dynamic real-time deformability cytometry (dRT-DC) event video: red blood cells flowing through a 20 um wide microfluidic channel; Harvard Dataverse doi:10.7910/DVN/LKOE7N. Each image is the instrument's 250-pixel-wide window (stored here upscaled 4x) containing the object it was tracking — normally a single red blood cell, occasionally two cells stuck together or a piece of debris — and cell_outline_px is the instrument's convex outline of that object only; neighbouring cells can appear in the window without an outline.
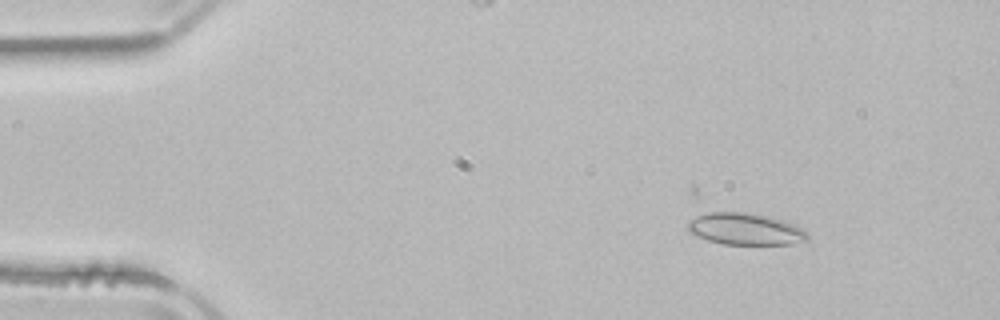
{"species": "common noctule bat (a hibernating species)", "species_latin": "Nyctalus noctula", "temperature_condition": "room temperature", "stored_images_in_passage": 51, "camera_frame_rate_fps": 3000, "um_per_image_px": 0.085, "animal": {"sex": "male", "body_mass_g": 21.5, "forearm_length_mm": 52.0}, "frame": {"image": 1, "passage_image": 6, "time_ms": 1.667, "image_size_px": [1000, 320], "cell_outline_px": [[808, 240], [792, 244], [724, 244], [708, 240], [688, 232], [688, 224], [696, 216], [708, 212], [744, 212], [768, 216], [792, 224], [808, 232]], "centroid_in_image_um": [63.35, 19.47], "position_along_channel_um": 21.6, "area_um2": 21.91}}
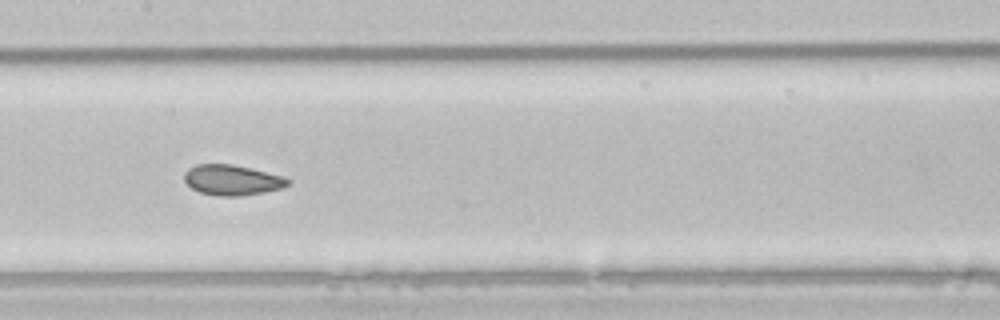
{"frame": {"image": 2, "passage_image": 25, "time_ms": 8.0, "image_size_px": [1000, 320], "cell_outline_px": [[292, 180], [288, 184], [280, 188], [264, 192], [240, 196], [220, 196], [200, 192], [192, 188], [184, 180], [184, 172], [188, 168], [196, 164], [232, 164], [284, 176]], "centroid_in_image_um": [19.72, 15.29], "position_along_channel_um": 187.7, "area_um2": 18.26}}
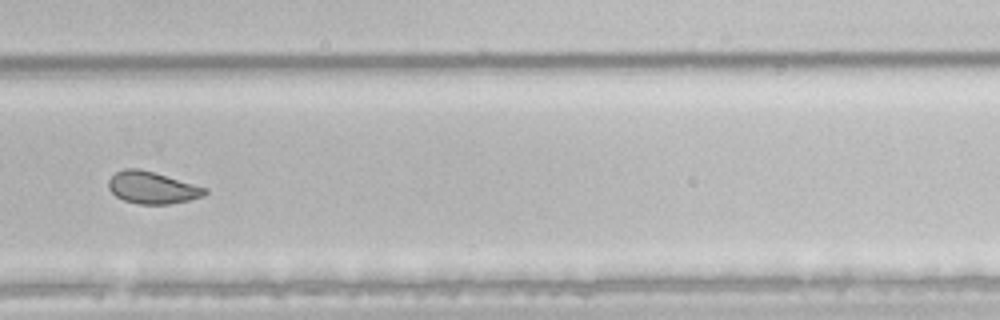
{"frame": {"image": 3, "passage_image": 35, "time_ms": 11.333, "image_size_px": [1000, 320], "cell_outline_px": [[208, 192], [204, 196], [188, 200], [168, 204], [140, 204], [124, 200], [116, 196], [108, 188], [108, 180], [116, 172], [124, 168], [140, 168], [208, 188]], "centroid_in_image_um": [12.94, 15.94], "position_along_channel_um": 316.9, "area_um2": 17.98}, "authors_computed_cell_mechanics": {"area_um2": 20.2878, "velocity_mm_per_s": 3.8988, "shape_relaxation_time_tau1_ms": null, "shape_relaxation_time_tau2_ms": 1.438, "deformation_change_tau1": null, "deformation_change_tau2": 0.0383}}